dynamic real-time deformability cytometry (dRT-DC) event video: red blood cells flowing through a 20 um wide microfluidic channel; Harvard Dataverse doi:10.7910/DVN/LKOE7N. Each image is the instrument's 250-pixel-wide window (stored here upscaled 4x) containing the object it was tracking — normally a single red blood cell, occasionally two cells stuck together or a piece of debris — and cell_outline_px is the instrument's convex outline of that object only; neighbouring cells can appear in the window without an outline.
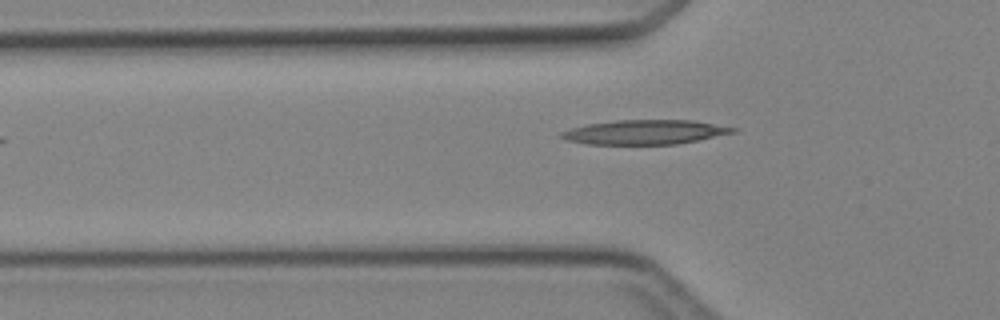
{"species": "Egyptian fruit bat (a non-hibernating species)", "species_latin": "Rousettus aegyptiacus", "temperature_condition": "cold", "stored_images_in_passage": 2, "camera_frame_rate_fps": 3000, "um_per_image_px": 0.085, "animal": {"sex": "female"}, "frame": {"image": 1, "passage_image": 2, "time_ms": 1.333, "image_size_px": [1000, 320], "cell_outline_px": [[740, 128], [736, 132], [676, 144], [584, 144], [564, 140], [560, 136], [560, 132], [572, 128], [588, 124], [616, 120], [692, 120]], "centroid_in_image_um": [54.8, 11.23], "position_along_channel_um": 71.0, "area_um2": 24.39}}